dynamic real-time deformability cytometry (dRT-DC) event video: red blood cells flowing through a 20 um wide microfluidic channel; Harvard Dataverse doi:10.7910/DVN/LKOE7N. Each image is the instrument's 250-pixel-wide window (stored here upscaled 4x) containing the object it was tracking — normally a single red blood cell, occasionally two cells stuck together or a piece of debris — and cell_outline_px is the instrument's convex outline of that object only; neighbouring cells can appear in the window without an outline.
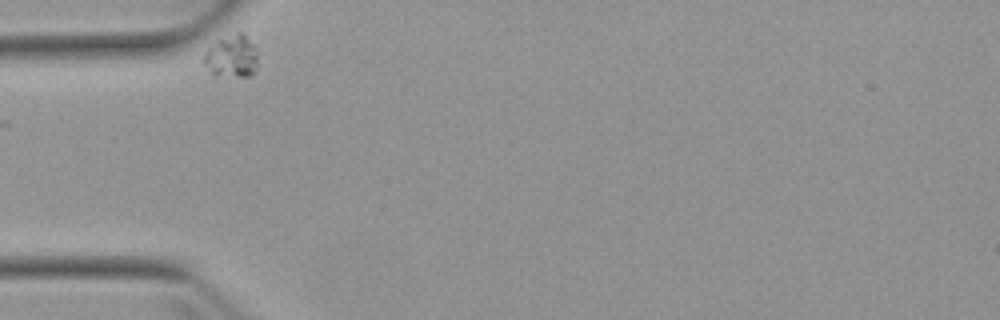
{"species": "Egyptian fruit bat (a non-hibernating species)", "species_latin": "Rousettus aegyptiacus", "temperature_condition": "warm", "stored_images_in_passage": 2, "camera_frame_rate_fps": 3000, "um_per_image_px": 0.085, "animal": {"sex": "female"}, "frame": {"image": 1, "passage_image": 1, "time_ms": 0.0, "image_size_px": [1000, 320], "cell_outline_px": [[256, 68], [252, 76], [212, 76], [204, 64], [204, 52], [216, 40], [236, 32], [244, 32], [256, 48]], "centroid_in_image_um": [19.67, 4.79], "position_along_channel_um": 65.3, "area_um2": 13.58}}